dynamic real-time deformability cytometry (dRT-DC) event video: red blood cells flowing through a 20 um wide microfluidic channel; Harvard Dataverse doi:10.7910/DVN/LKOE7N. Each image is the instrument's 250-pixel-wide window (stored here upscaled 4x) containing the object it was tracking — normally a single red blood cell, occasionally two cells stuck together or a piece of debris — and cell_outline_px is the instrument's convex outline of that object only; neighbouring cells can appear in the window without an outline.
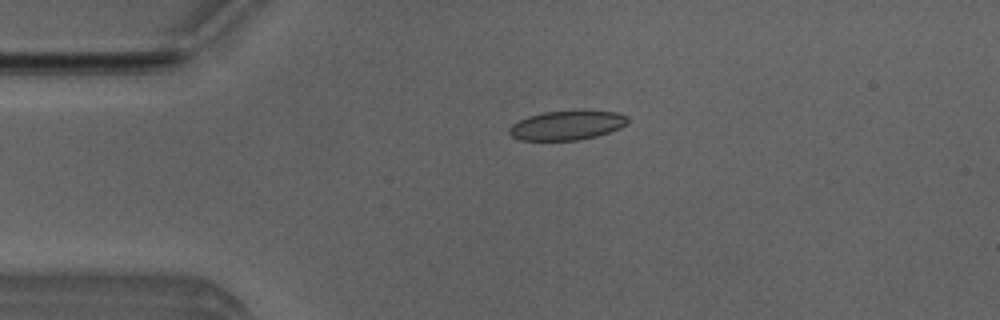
{"species": "Egyptian fruit bat (a non-hibernating species)", "species_latin": "Rousettus aegyptiacus", "temperature_condition": "room temperature", "stored_images_in_passage": 48, "camera_frame_rate_fps": 3000, "um_per_image_px": 0.085, "animal": {"sex": "male"}, "frame": {"image": 1, "passage_image": 7, "time_ms": 2.0, "image_size_px": [1000, 320], "cell_outline_px": [[628, 124], [620, 128], [596, 136], [576, 140], [520, 140], [512, 136], [508, 132], [508, 128], [512, 124], [528, 116], [544, 112], [576, 108], [580, 108], [616, 112], [628, 116]], "centroid_in_image_um": [48.22, 10.6], "position_along_channel_um": 36.8, "area_um2": 20.87}}
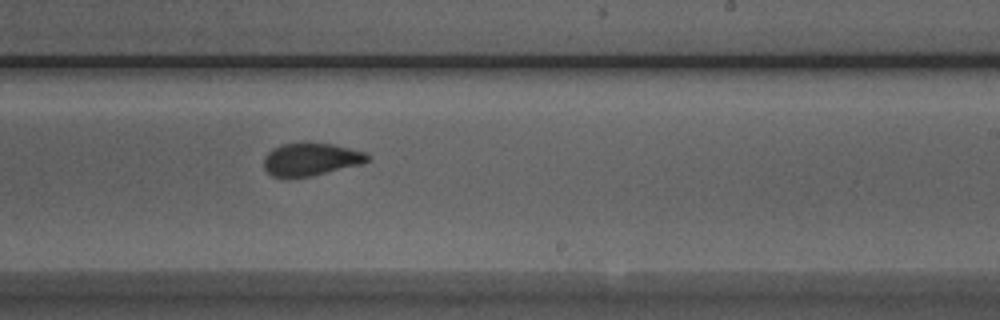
{"frame": {"image": 2, "passage_image": 27, "time_ms": 8.667, "image_size_px": [1000, 320], "cell_outline_px": [[368, 160], [364, 164], [312, 176], [288, 180], [272, 176], [264, 168], [264, 156], [272, 148], [280, 144], [304, 140], [332, 144], [368, 152]], "centroid_in_image_um": [26.39, 13.54], "position_along_channel_um": 262.6, "area_um2": 20.87}}
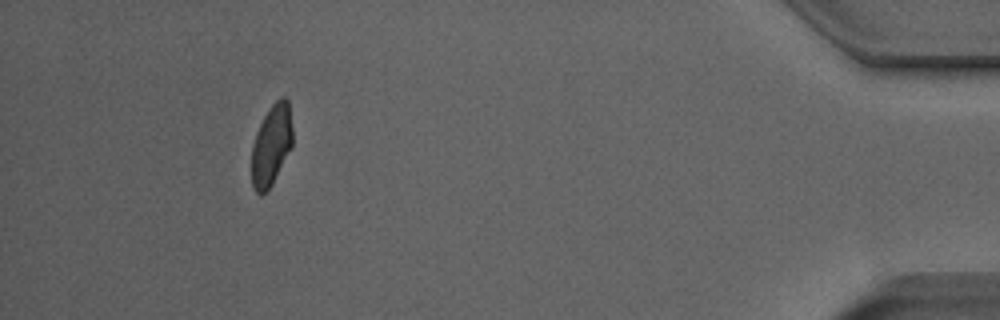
{"frame": {"image": 3, "passage_image": 44, "time_ms": 14.333, "image_size_px": [1000, 320], "cell_outline_px": [[292, 148], [272, 184], [260, 196], [252, 188], [252, 144], [256, 132], [268, 108], [280, 96], [284, 96], [288, 100], [292, 128]], "centroid_in_image_um": [23.07, 12.32], "position_along_channel_um": 412.1, "area_um2": 19.42}, "authors_computed_cell_mechanics": {"area_um2": 20.4034, "velocity_mm_per_s": 3.8409, "shape_relaxation_time_tau1_ms": 4.4345, "shape_relaxation_time_tau2_ms": 0.4401, "deformation_change_tau1": 0.1249, "deformation_change_tau2": 0.0476}}